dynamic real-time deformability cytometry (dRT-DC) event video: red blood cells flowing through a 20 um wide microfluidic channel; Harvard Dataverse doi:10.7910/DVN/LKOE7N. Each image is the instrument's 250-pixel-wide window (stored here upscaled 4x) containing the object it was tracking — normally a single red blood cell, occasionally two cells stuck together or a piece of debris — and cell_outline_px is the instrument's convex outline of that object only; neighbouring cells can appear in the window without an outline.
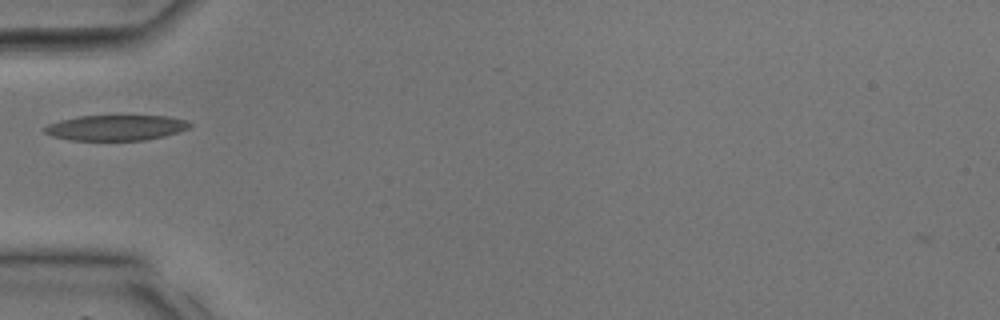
{"species": "common noctule bat (a hibernating species)", "species_latin": "Nyctalus noctula", "temperature_condition": "room temperature", "stored_images_in_passage": 25, "camera_frame_rate_fps": 3000, "um_per_image_px": 0.085, "animal": {"sex": "male", "body_mass_g": 17.9, "forearm_length_mm": 54.2}, "frame": {"image": 1, "passage_image": 1, "time_ms": 0.0, "image_size_px": [1000, 320], "cell_outline_px": [[192, 124], [188, 128], [164, 136], [144, 140], [68, 140], [52, 136], [44, 132], [44, 128], [48, 124], [60, 120], [80, 116], [168, 116], [188, 120]], "centroid_in_image_um": [9.84, 10.85], "position_along_channel_um": 75.2, "area_um2": 21.44}}
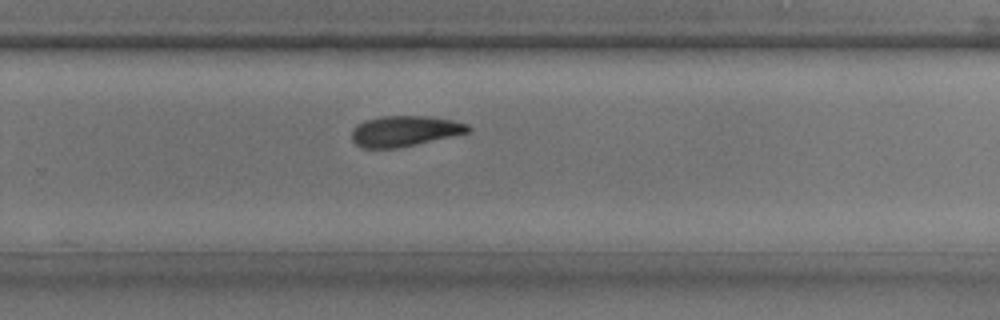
{"frame": {"image": 2, "passage_image": 13, "time_ms": 4.0, "image_size_px": [1000, 320], "cell_outline_px": [[472, 128], [468, 132], [452, 136], [416, 144], [396, 148], [360, 148], [352, 140], [352, 128], [356, 124], [364, 120], [380, 116], [428, 116], [452, 120], [468, 124]], "centroid_in_image_um": [34.35, 11.13], "position_along_channel_um": 295.4, "area_um2": 20.81}}
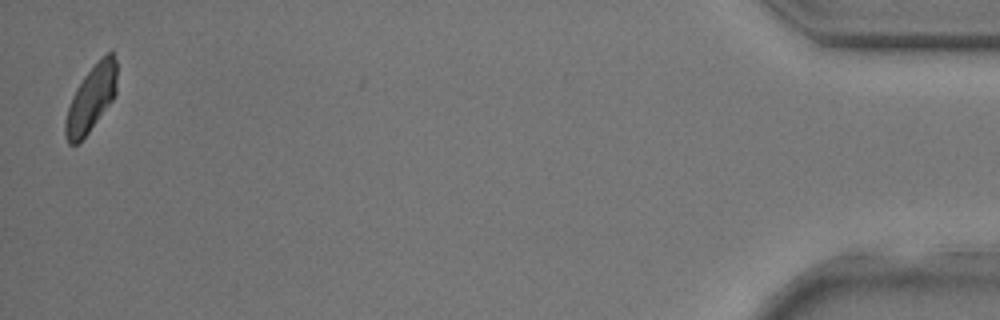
{"frame": {"image": 3, "passage_image": 25, "time_ms": 8.0, "image_size_px": [1000, 320], "cell_outline_px": [[116, 92], [112, 100], [88, 132], [76, 144], [68, 144], [64, 132], [64, 124], [68, 108], [72, 96], [76, 88], [84, 76], [108, 52], [112, 52], [116, 60]], "centroid_in_image_um": [7.73, 8.4], "position_along_channel_um": 427.5, "area_um2": 19.25}}